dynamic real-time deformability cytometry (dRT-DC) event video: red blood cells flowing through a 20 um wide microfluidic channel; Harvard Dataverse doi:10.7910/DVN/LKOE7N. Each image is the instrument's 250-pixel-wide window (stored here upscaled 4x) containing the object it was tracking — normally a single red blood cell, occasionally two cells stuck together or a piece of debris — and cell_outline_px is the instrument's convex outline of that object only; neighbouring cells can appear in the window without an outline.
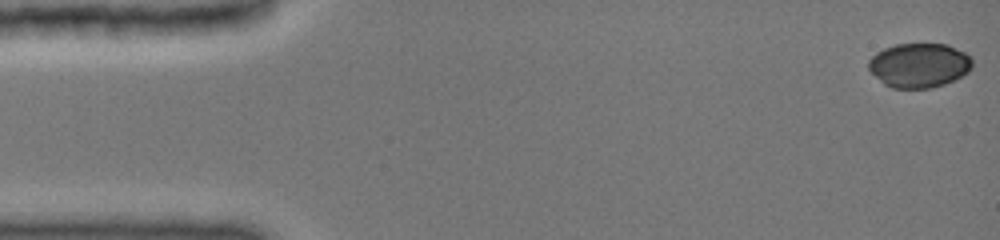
{"species": "common noctule bat (a hibernating species)", "species_latin": "Nyctalus noctula", "temperature_condition": "cold", "stored_images_in_passage": 39, "camera_frame_rate_fps": 3000, "um_per_image_px": 0.085, "animal": {"sex": "female", "body_mass_g": 19.0, "forearm_length_mm": 51.5}, "frame": {"image": 1, "passage_image": 1, "time_ms": 0.0, "image_size_px": [1000, 240], "cell_outline_px": [[972, 68], [968, 72], [944, 84], [928, 88], [892, 88], [884, 84], [868, 68], [868, 60], [876, 52], [884, 48], [896, 44], [948, 44], [964, 52], [972, 60]], "centroid_in_image_um": [78.11, 5.54], "position_along_channel_um": 6.9, "area_um2": 26.7}}
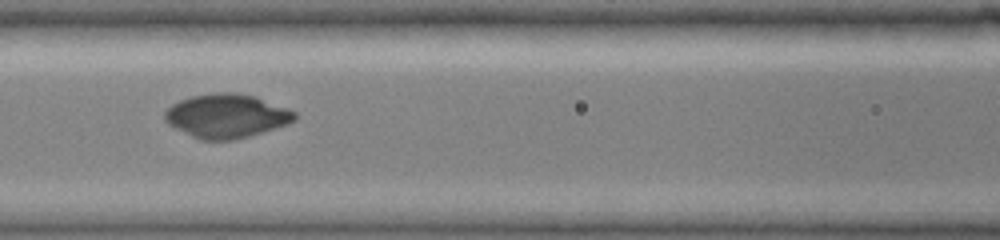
{"frame": {"image": 2, "passage_image": 17, "time_ms": 6.667, "image_size_px": [1000, 240], "cell_outline_px": [[296, 120], [288, 124], [236, 140], [200, 140], [168, 124], [164, 120], [164, 112], [172, 104], [180, 100], [192, 96], [216, 92], [232, 92], [256, 96], [296, 112]], "centroid_in_image_um": [19.25, 9.85], "position_along_channel_um": 147.4, "area_um2": 33.18}}
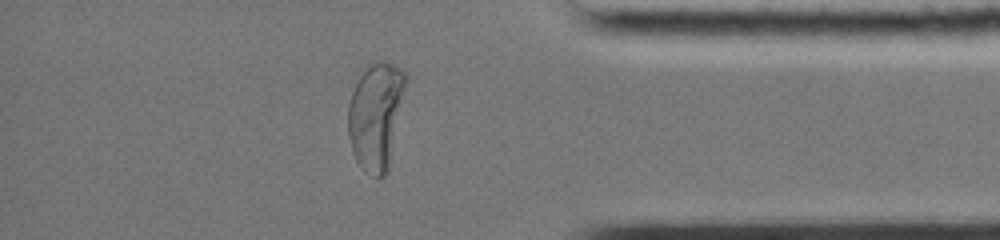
{"frame": {"image": 3, "passage_image": 34, "time_ms": 13.333, "image_size_px": [1000, 240], "cell_outline_px": [[408, 80], [388, 172], [380, 180], [364, 172], [360, 168], [352, 152], [348, 136], [348, 104], [352, 92], [360, 76], [376, 60], [380, 60], [392, 64], [400, 68], [408, 76]], "centroid_in_image_um": [31.97, 9.89], "position_along_channel_um": 403.2, "area_um2": 36.41}}